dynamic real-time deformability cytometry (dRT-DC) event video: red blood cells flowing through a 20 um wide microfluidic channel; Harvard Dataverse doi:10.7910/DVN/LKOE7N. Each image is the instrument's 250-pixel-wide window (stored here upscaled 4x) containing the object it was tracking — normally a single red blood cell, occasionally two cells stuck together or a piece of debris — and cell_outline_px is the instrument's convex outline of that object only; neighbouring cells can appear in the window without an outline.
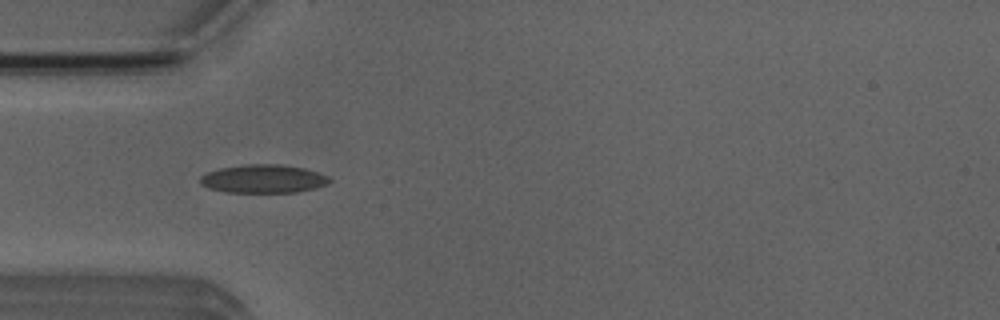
{"species": "Egyptian fruit bat (a non-hibernating species)", "species_latin": "Rousettus aegyptiacus", "temperature_condition": "room temperature", "stored_images_in_passage": 7, "camera_frame_rate_fps": 3000, "um_per_image_px": 0.085, "animal": {"sex": "male"}, "frame": {"image": 1, "passage_image": 6, "time_ms": 5.667, "image_size_px": [1000, 320], "cell_outline_px": [[332, 180], [328, 184], [316, 188], [296, 192], [224, 192], [208, 188], [200, 184], [200, 176], [208, 172], [220, 168], [248, 164], [280, 164], [304, 168], [328, 176]], "centroid_in_image_um": [22.38, 15.2], "position_along_channel_um": 62.6, "area_um2": 21.39}}